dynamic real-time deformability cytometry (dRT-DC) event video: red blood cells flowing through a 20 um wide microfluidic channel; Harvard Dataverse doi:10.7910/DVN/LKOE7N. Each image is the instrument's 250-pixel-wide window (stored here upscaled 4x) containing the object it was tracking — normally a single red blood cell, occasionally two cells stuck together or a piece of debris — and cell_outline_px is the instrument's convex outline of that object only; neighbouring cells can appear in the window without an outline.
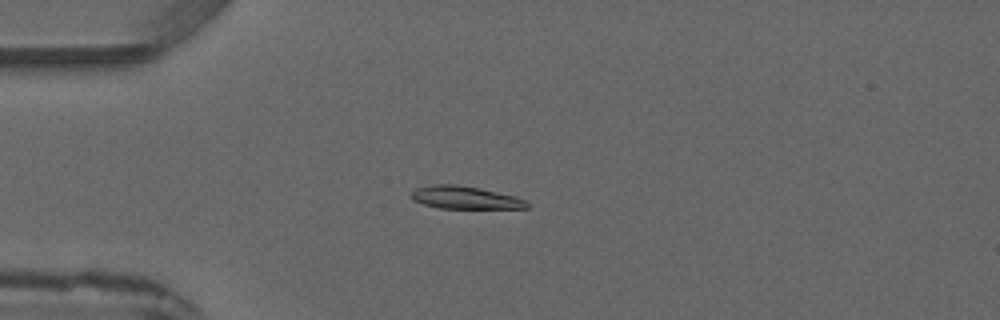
{"species": "common noctule bat (a hibernating species)", "species_latin": "Nyctalus noctula", "temperature_condition": "warm", "stored_images_in_passage": 4, "camera_frame_rate_fps": 3000, "um_per_image_px": 0.085, "animal": {"sex": "male", "forearm_length_mm": 52.5}, "frame": {"image": 1, "passage_image": 4, "time_ms": 3.333, "image_size_px": [1000, 320], "cell_outline_px": [[528, 208], [440, 208], [424, 204], [412, 200], [412, 192], [416, 188], [432, 184], [456, 184], [480, 188], [516, 196], [524, 200], [528, 204]], "centroid_in_image_um": [39.52, 16.78], "position_along_channel_um": 45.5, "area_um2": 15.2}}